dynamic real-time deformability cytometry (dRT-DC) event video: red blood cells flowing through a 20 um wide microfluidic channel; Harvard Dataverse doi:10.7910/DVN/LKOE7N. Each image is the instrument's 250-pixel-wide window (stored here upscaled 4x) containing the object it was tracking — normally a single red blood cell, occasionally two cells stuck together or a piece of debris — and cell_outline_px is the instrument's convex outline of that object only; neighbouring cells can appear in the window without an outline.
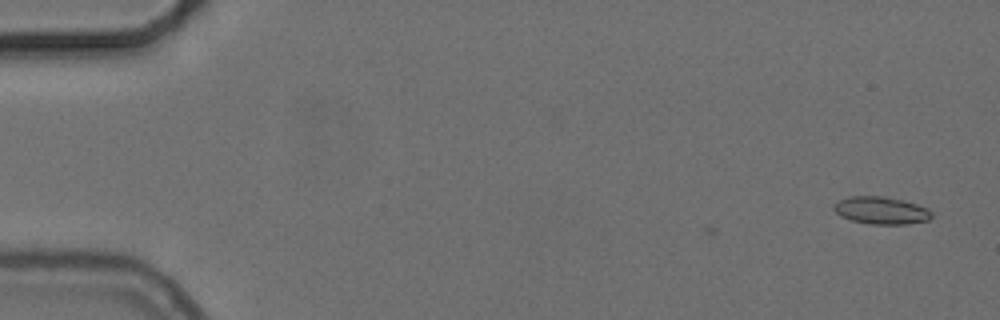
{"species": "common noctule bat (a hibernating species)", "species_latin": "Nyctalus noctula", "temperature_condition": "cold", "stored_images_in_passage": 5, "camera_frame_rate_fps": 3000, "um_per_image_px": 0.085, "animal": {"sex": "female", "body_mass_g": 24.6, "forearm_length_mm": 56.2}, "frame": {"image": 1, "passage_image": 5, "time_ms": 1.333, "image_size_px": [1000, 320], "cell_outline_px": [[932, 216], [928, 220], [908, 224], [868, 224], [852, 220], [840, 216], [832, 208], [832, 204], [848, 196], [884, 196], [916, 204], [928, 208], [932, 212]], "centroid_in_image_um": [74.87, 17.89], "position_along_channel_um": 10.1, "area_um2": 15.66}}